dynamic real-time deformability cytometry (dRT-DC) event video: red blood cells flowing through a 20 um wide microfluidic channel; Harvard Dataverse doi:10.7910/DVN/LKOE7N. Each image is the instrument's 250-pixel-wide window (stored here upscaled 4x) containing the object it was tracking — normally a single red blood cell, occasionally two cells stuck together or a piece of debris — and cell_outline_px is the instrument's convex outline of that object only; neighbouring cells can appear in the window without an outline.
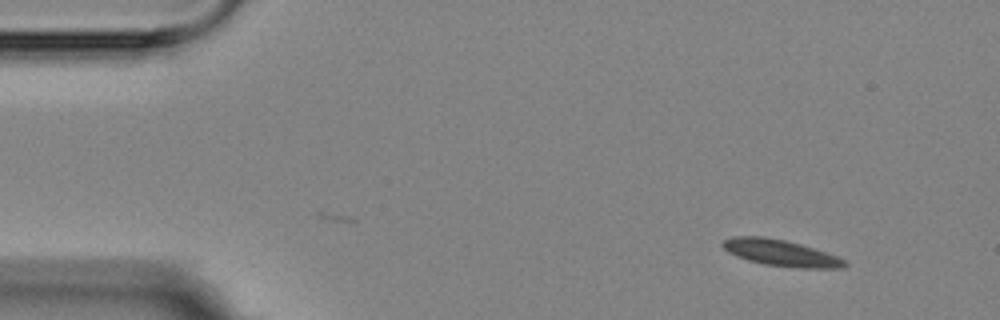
{"species": "Egyptian fruit bat (a non-hibernating species)", "species_latin": "Rousettus aegyptiacus", "temperature_condition": "room temperature", "stored_images_in_passage": 3, "camera_frame_rate_fps": 3000, "um_per_image_px": 0.085, "animal": {"sex": "female"}, "frame": {"image": 1, "passage_image": 3, "time_ms": 2.333, "image_size_px": [1000, 320], "cell_outline_px": [[848, 264], [844, 268], [800, 268], [764, 264], [748, 260], [736, 256], [728, 252], [720, 244], [724, 240], [736, 236], [764, 236], [784, 240], [800, 244], [836, 256], [844, 260]], "centroid_in_image_um": [66.34, 21.5], "position_along_channel_um": 18.7, "area_um2": 18.5}}